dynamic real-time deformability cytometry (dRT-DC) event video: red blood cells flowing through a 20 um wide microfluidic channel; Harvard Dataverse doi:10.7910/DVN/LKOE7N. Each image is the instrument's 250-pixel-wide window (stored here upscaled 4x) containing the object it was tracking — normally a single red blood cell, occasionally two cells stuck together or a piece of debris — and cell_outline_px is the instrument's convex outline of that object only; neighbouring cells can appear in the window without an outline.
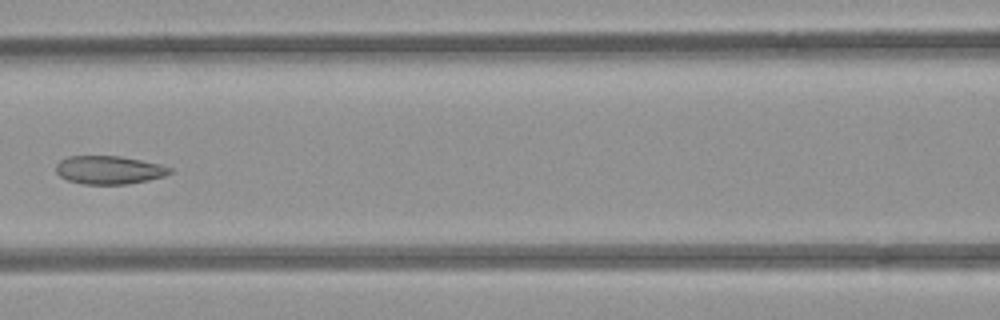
{"species": "common noctule bat (a hibernating species)", "species_latin": "Nyctalus noctula", "temperature_condition": "room temperature", "stored_images_in_passage": 6, "camera_frame_rate_fps": 3000, "um_per_image_px": 0.085, "animal": {"sex": "female", "body_mass_g": 21.9}, "frame": {"image": 1, "passage_image": 5, "time_ms": 4.667, "image_size_px": [1000, 320], "cell_outline_px": [[172, 172], [164, 176], [148, 180], [128, 184], [80, 184], [68, 180], [60, 176], [56, 172], [56, 164], [60, 160], [68, 156], [120, 156], [160, 164], [172, 168]], "centroid_in_image_um": [9.26, 14.45], "position_along_channel_um": 157.3, "area_um2": 18.79}}
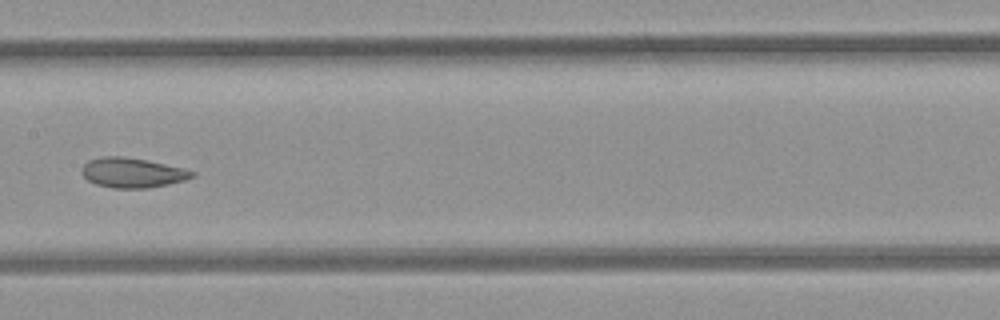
{"frame": {"image": 2, "passage_image": 6, "time_ms": 5.667, "image_size_px": [1000, 320], "cell_outline_px": [[196, 176], [184, 180], [168, 184], [148, 188], [112, 188], [96, 184], [88, 180], [80, 172], [80, 168], [88, 160], [100, 156], [124, 156], [148, 160], [184, 168], [196, 172]], "centroid_in_image_um": [11.24, 14.67], "position_along_channel_um": 196.2, "area_um2": 19.42}}